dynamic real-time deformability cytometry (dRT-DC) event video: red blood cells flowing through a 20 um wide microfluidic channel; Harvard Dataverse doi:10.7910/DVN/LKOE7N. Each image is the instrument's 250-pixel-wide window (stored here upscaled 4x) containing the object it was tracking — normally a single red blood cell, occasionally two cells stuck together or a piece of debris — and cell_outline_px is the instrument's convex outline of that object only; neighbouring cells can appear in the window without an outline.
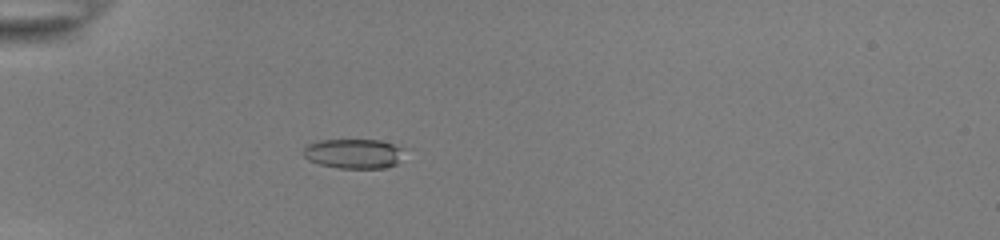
{"species": "common noctule bat (a hibernating species)", "species_latin": "Nyctalus noctula", "temperature_condition": "room temperature", "stored_images_in_passage": 43, "camera_frame_rate_fps": 3000, "um_per_image_px": 0.085, "animal": {"sex": "female", "body_mass_g": 22.0, "forearm_length_mm": 56.7}, "frame": {"image": 1, "passage_image": 7, "time_ms": 2.0, "image_size_px": [1000, 240], "cell_outline_px": [[404, 148], [396, 164], [384, 168], [340, 168], [320, 164], [308, 160], [300, 152], [308, 144], [320, 140], [380, 140]], "centroid_in_image_um": [30.01, 13.05], "position_along_channel_um": 55.0, "area_um2": 17.34}}
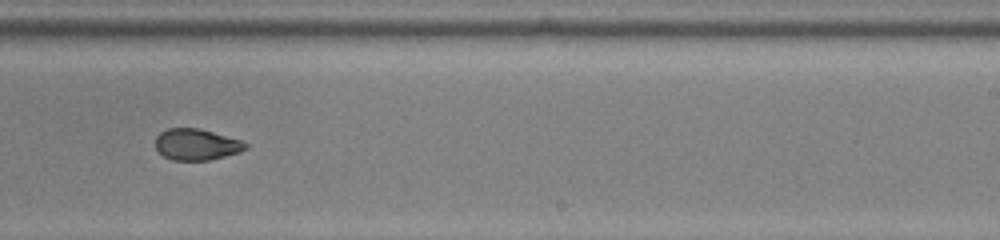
{"frame": {"image": 2, "passage_image": 25, "time_ms": 8.0, "image_size_px": [1000, 240], "cell_outline_px": [[248, 148], [240, 152], [208, 160], [172, 160], [164, 156], [156, 148], [156, 136], [160, 132], [168, 128], [200, 128], [240, 140], [248, 144]], "centroid_in_image_um": [16.7, 12.27], "position_along_channel_um": 272.3, "area_um2": 16.36}}
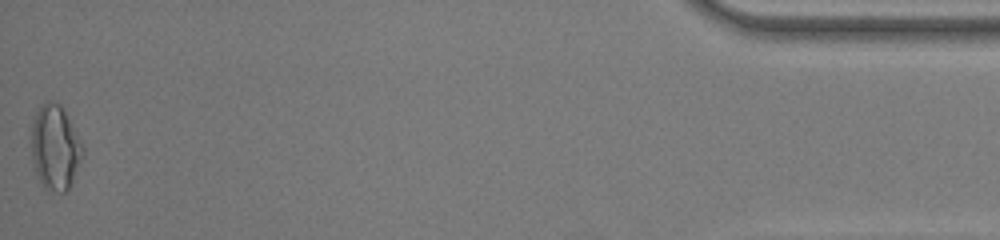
{"frame": {"image": 3, "passage_image": 43, "time_ms": 14.0, "image_size_px": [1000, 240], "cell_outline_px": [[84, 148], [72, 180], [68, 188], [64, 192], [56, 192], [44, 188], [36, 172], [32, 160], [32, 120], [36, 112], [48, 100], [52, 100], [60, 104]], "centroid_in_image_um": [4.66, 12.53], "position_along_channel_um": 430.5, "area_um2": 24.62}, "authors_computed_cell_mechanics": {"area_um2": 17.5712, "velocity_mm_per_s": 3.9035, "shape_relaxation_time_tau1_ms": null, "shape_relaxation_time_tau2_ms": 1.6648, "deformation_change_tau1": null, "deformation_change_tau2": 0.0677}}